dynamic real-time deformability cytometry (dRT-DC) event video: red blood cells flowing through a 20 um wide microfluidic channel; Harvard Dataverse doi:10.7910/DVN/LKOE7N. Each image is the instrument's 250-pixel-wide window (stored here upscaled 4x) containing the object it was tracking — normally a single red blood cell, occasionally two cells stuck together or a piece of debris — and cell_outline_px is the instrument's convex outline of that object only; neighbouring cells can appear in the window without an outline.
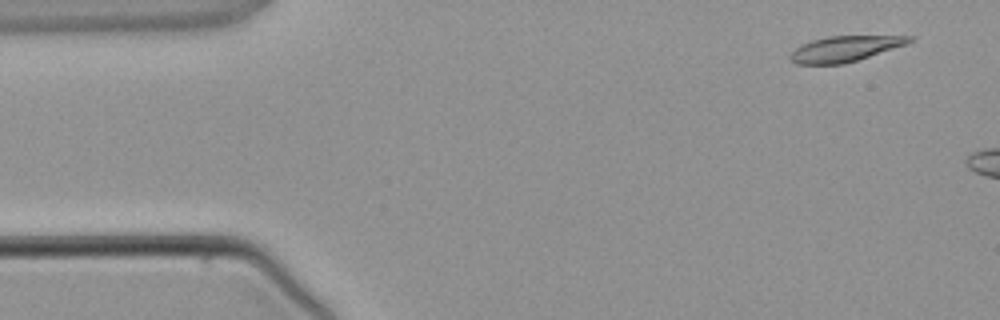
{"species": "common noctule bat (a hibernating species)", "species_latin": "Nyctalus noctula", "temperature_condition": "warm", "stored_images_in_passage": 2, "camera_frame_rate_fps": 3000, "um_per_image_px": 0.085, "animal": {"sex": "male", "body_mass_g": 21.5, "forearm_length_mm": 52.0}, "frame": {"image": 1, "passage_image": 1, "time_ms": 0.0, "image_size_px": [1000, 320], "cell_outline_px": [[916, 36], [908, 44], [844, 64], [796, 64], [788, 56], [800, 44], [812, 40], [828, 36]], "centroid_in_image_um": [71.81, 4.14], "position_along_channel_um": 13.2, "area_um2": 17.69}}